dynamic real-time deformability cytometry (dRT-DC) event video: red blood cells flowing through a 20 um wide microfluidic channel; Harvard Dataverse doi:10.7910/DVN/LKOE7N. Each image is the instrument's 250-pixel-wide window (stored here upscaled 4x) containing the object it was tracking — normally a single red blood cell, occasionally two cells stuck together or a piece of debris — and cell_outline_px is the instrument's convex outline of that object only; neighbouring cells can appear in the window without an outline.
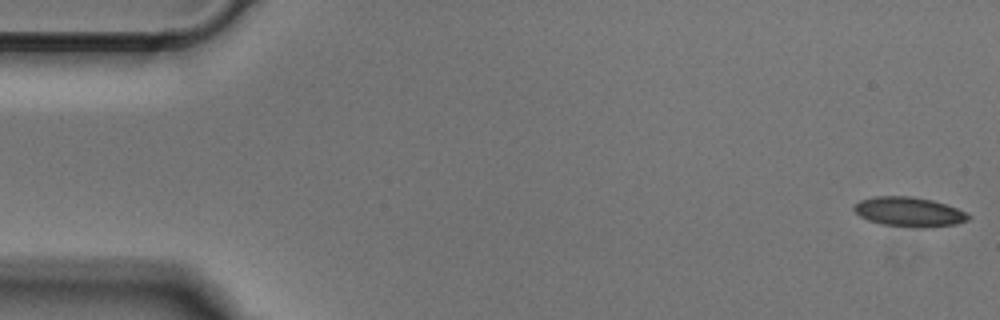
{"species": "Egyptian fruit bat (a non-hibernating species)", "species_latin": "Rousettus aegyptiacus", "temperature_condition": "cold", "stored_images_in_passage": 51, "camera_frame_rate_fps": 3000, "um_per_image_px": 0.085, "animal": {"sex": "male"}, "frame": {"image": 1, "passage_image": 1, "time_ms": 0.0, "image_size_px": [1000, 320], "cell_outline_px": [[972, 216], [968, 220], [956, 224], [924, 228], [912, 228], [880, 224], [868, 220], [860, 216], [852, 208], [860, 200], [876, 196], [908, 196], [932, 200], [956, 208]], "centroid_in_image_um": [77.26, 18.02], "position_along_channel_um": 7.7, "area_um2": 19.71}}
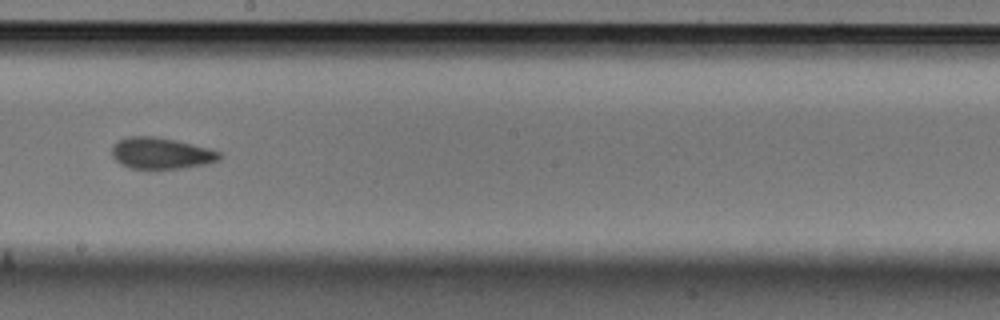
{"frame": {"image": 2, "passage_image": 28, "time_ms": 9.0, "image_size_px": [1000, 320], "cell_outline_px": [[224, 156], [220, 160], [204, 164], [180, 168], [128, 168], [120, 164], [112, 156], [112, 144], [116, 140], [128, 136], [156, 136], [176, 140], [208, 148], [220, 152]], "centroid_in_image_um": [13.66, 13.01], "position_along_channel_um": 234.5, "area_um2": 19.77}}
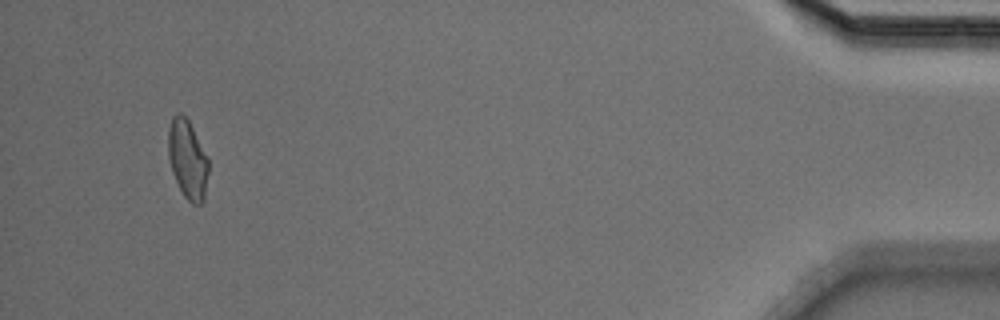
{"frame": {"image": 3, "passage_image": 48, "time_ms": 15.667, "image_size_px": [1000, 320], "cell_outline_px": [[208, 172], [204, 200], [200, 204], [192, 204], [184, 196], [172, 172], [168, 160], [168, 128], [172, 116], [176, 112], [180, 112], [188, 120], [208, 156]], "centroid_in_image_um": [15.93, 13.52], "position_along_channel_um": 419.3, "area_um2": 18.61}}